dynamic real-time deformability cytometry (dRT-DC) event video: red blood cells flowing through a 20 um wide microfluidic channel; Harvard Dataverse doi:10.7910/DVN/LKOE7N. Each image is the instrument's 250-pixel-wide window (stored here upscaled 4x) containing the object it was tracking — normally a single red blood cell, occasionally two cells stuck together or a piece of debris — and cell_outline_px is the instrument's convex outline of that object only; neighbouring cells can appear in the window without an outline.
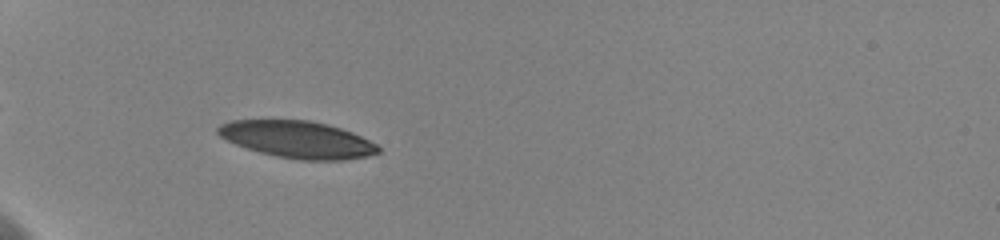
{"species": "human", "species_latin": "Homo sapiens", "temperature_condition": "cold", "stored_images_in_passage": 45, "camera_frame_rate_fps": 3000, "um_per_image_px": 0.085, "donor": {"sex": "female"}, "frame": {"image": 1, "passage_image": 7, "time_ms": 2.0, "image_size_px": [1000, 240], "cell_outline_px": [[380, 152], [368, 156], [344, 160], [300, 160], [276, 156], [260, 152], [236, 144], [220, 136], [216, 132], [216, 128], [220, 124], [232, 120], [308, 120], [340, 128], [352, 132], [376, 144], [380, 148]], "centroid_in_image_um": [25.28, 11.86], "position_along_channel_um": 59.7, "area_um2": 34.33}, "authors_computed_cell_mechanics": {"area_um2": 34.969, "velocity_mm_per_s": 3.5796, "shape_relaxation_time_tau1_ms": 8.4848, "shape_relaxation_time_tau2_ms": 2.9604, "deformation_change_tau1": 0.2219, "deformation_change_tau2": 0.0919}}